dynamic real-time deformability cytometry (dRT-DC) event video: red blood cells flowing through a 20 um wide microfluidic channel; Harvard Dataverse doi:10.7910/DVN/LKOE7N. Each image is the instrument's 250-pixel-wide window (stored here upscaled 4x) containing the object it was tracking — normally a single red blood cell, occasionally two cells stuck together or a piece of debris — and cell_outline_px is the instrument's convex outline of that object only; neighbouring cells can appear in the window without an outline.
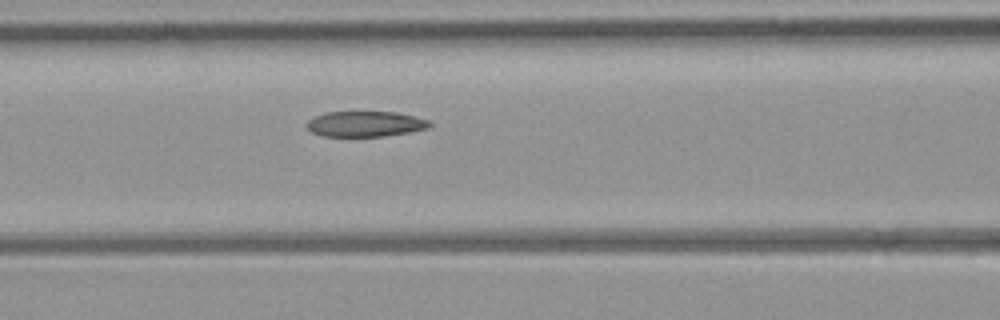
{"species": "common noctule bat (a hibernating species)", "species_latin": "Nyctalus noctula", "temperature_condition": "room temperature", "stored_images_in_passage": 7, "camera_frame_rate_fps": 3000, "um_per_image_px": 0.085, "animal": {"sex": "female", "body_mass_g": 21.9}, "frame": {"image": 1, "passage_image": 7, "time_ms": 7.667, "image_size_px": [1000, 320], "cell_outline_px": [[432, 124], [428, 128], [408, 132], [384, 136], [320, 136], [312, 132], [304, 124], [308, 120], [324, 112], [396, 112], [416, 116], [428, 120]], "centroid_in_image_um": [31.03, 10.53], "position_along_channel_um": 135.6, "area_um2": 18.26}}